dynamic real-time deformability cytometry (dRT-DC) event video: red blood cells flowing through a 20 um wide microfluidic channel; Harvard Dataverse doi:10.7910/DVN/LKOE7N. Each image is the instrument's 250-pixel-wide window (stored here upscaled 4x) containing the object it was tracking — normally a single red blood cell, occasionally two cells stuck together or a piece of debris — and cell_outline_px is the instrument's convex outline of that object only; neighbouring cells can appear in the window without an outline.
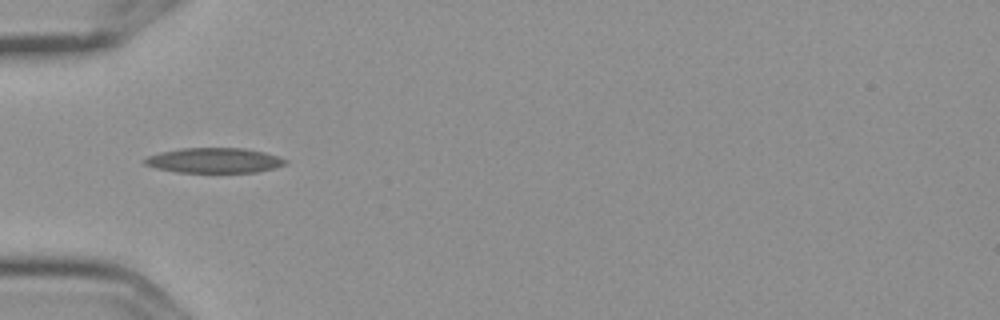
{"species": "Egyptian fruit bat (a non-hibernating species)", "species_latin": "Rousettus aegyptiacus", "temperature_condition": "cold", "stored_images_in_passage": 14, "camera_frame_rate_fps": 3000, "um_per_image_px": 0.085, "frame": {"image": 1, "passage_image": 4, "time_ms": 1.0, "image_size_px": [1000, 320], "cell_outline_px": [[288, 160], [284, 164], [272, 168], [256, 172], [176, 172], [156, 168], [144, 164], [140, 160], [148, 156], [160, 152], [180, 148], [244, 148], [264, 152]], "centroid_in_image_um": [18.14, 13.63], "position_along_channel_um": 66.9, "area_um2": 20.46}}
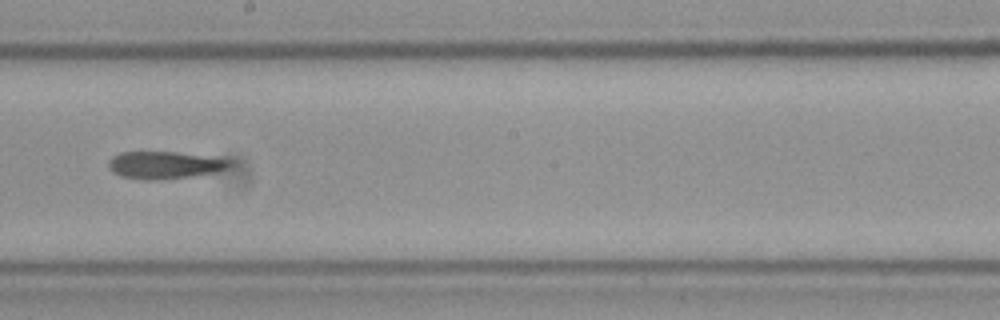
{"frame": {"image": 2, "passage_image": 8, "time_ms": 2.333, "image_size_px": [1000, 320], "cell_outline_px": [[232, 164], [216, 172], [192, 176], [160, 180], [144, 180], [120, 176], [112, 172], [108, 168], [108, 160], [112, 156], [120, 152], [176, 152], [232, 160]], "centroid_in_image_um": [13.92, 14.04], "position_along_channel_um": 234.3, "area_um2": 19.31}}
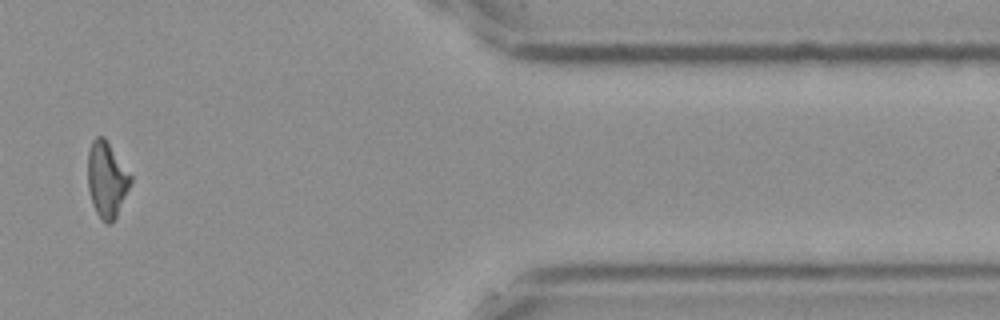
{"frame": {"image": 3, "passage_image": 13, "time_ms": 4.0, "image_size_px": [1000, 320], "cell_outline_px": [[132, 180], [116, 216], [108, 224], [100, 220], [92, 204], [88, 188], [88, 152], [92, 140], [96, 136], [104, 136], [108, 140], [132, 176]], "centroid_in_image_um": [9.06, 15.22], "position_along_channel_um": 402.3, "area_um2": 18.9}}